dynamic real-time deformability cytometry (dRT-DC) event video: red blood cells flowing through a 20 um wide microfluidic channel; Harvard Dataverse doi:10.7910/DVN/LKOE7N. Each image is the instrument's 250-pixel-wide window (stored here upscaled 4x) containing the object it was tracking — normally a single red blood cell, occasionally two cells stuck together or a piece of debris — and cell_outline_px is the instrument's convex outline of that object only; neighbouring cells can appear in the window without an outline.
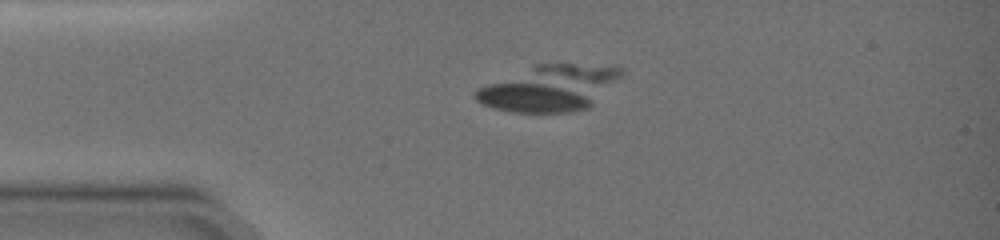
{"species": "common noctule bat (a hibernating species)", "species_latin": "Nyctalus noctula", "temperature_condition": "warm", "stored_images_in_passage": 3, "camera_frame_rate_fps": 3000, "um_per_image_px": 0.085, "animal": {"sex": "female", "body_mass_g": 19.0, "forearm_length_mm": 51.5}, "frame": {"image": 1, "passage_image": 1, "time_ms": 0.0, "image_size_px": [1000, 240], "cell_outline_px": [[624, 72], [588, 108], [568, 112], [512, 112], [492, 108], [476, 100], [472, 96], [472, 92], [476, 88], [536, 64], [572, 64], [624, 68]], "centroid_in_image_um": [46.62, 7.5], "position_along_channel_um": 38.4, "area_um2": 38.38}}